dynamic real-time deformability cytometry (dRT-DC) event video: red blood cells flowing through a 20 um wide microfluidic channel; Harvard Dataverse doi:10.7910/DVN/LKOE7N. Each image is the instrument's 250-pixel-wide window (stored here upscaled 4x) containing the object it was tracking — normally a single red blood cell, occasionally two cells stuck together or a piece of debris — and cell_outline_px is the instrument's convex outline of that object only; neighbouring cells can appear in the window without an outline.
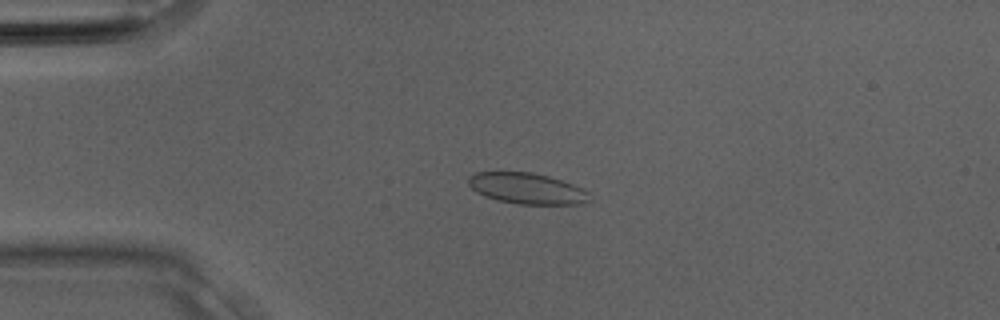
{"species": "Egyptian fruit bat (a non-hibernating species)", "species_latin": "Rousettus aegyptiacus", "temperature_condition": "room temperature", "stored_images_in_passage": 33, "camera_frame_rate_fps": 3000, "um_per_image_px": 0.085, "animal": {"sex": "male"}, "frame": {"image": 1, "passage_image": 8, "time_ms": 2.333, "image_size_px": [1000, 320], "cell_outline_px": [[588, 200], [584, 204], [520, 204], [496, 200], [484, 196], [476, 192], [468, 184], [468, 176], [476, 172], [532, 172], [548, 176], [584, 188], [588, 192]], "centroid_in_image_um": [44.76, 16.02], "position_along_channel_um": 40.2, "area_um2": 21.85}}
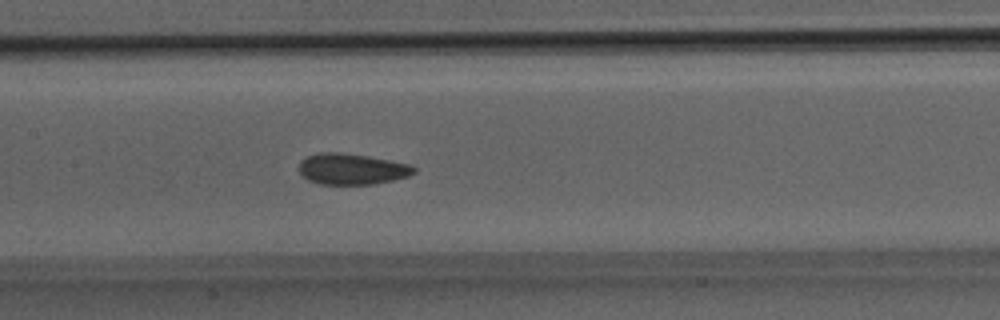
{"frame": {"image": 2, "passage_image": 16, "time_ms": 5.0, "image_size_px": [1000, 320], "cell_outline_px": [[416, 172], [408, 176], [392, 180], [372, 184], [320, 184], [308, 180], [300, 172], [300, 160], [308, 156], [320, 152], [340, 152], [368, 156], [408, 164], [416, 168]], "centroid_in_image_um": [29.89, 14.36], "position_along_channel_um": 177.5, "area_um2": 20.58}}
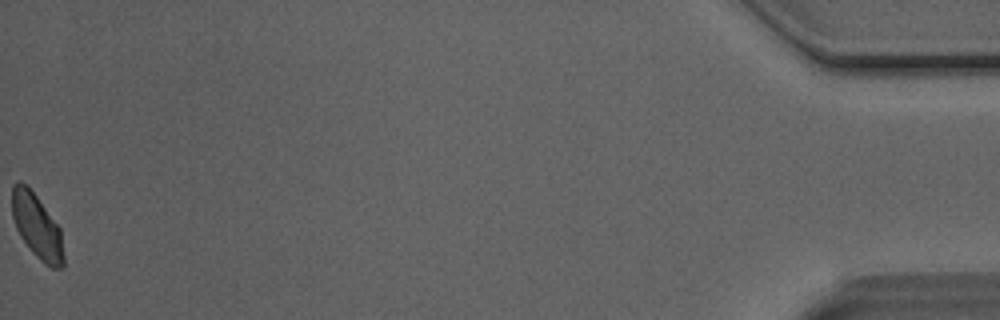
{"frame": {"image": 3, "passage_image": 33, "time_ms": 10.667, "image_size_px": [1000, 320], "cell_outline_px": [[64, 268], [52, 268], [44, 264], [32, 252], [20, 236], [16, 228], [12, 216], [12, 184], [20, 180], [36, 196], [60, 228], [64, 256]], "centroid_in_image_um": [3.14, 19.27], "position_along_channel_um": 432.1, "area_um2": 19.25}}